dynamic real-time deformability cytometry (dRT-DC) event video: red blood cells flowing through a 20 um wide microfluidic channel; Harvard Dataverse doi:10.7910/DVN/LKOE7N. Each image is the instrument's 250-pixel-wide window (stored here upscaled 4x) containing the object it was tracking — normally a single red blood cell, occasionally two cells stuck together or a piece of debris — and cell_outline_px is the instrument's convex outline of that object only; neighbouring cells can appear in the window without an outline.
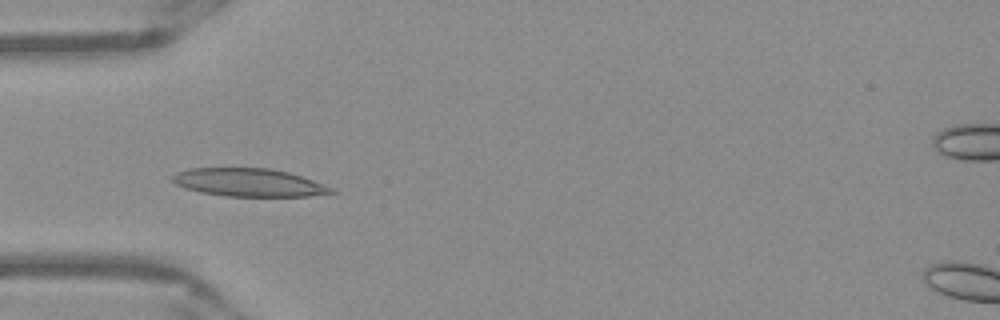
{"species": "Egyptian fruit bat (a non-hibernating species)", "species_latin": "Rousettus aegyptiacus", "temperature_condition": "warm", "stored_images_in_passage": 52, "camera_frame_rate_fps": 3000, "um_per_image_px": 0.085, "frame": {"image": 1, "passage_image": 16, "time_ms": 5.0, "image_size_px": [1000, 320], "cell_outline_px": [[336, 192], [308, 196], [224, 196], [200, 192], [184, 188], [176, 184], [172, 180], [172, 176], [176, 172], [188, 168], [268, 168], [288, 172], [324, 184], [332, 188]], "centroid_in_image_um": [21.1, 15.51], "position_along_channel_um": 63.9, "area_um2": 25.84}}
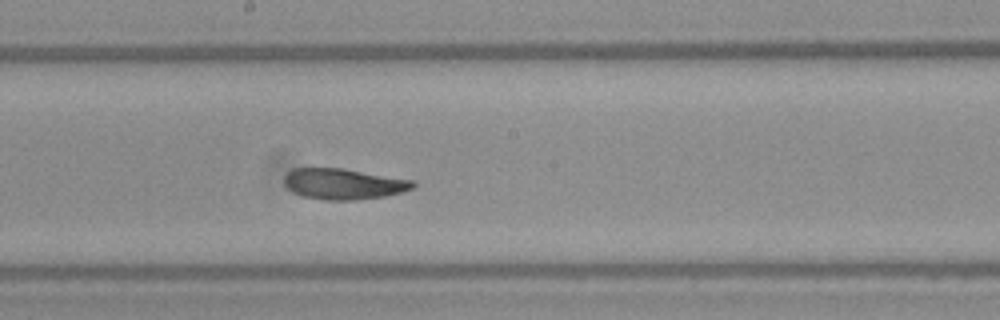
{"frame": {"image": 2, "passage_image": 28, "time_ms": 9.0, "image_size_px": [1000, 320], "cell_outline_px": [[416, 184], [412, 188], [400, 192], [384, 196], [356, 200], [324, 200], [304, 196], [292, 192], [284, 184], [284, 176], [292, 168], [344, 168], [416, 180]], "centroid_in_image_um": [29.21, 15.62], "position_along_channel_um": 219.0, "area_um2": 23.29}}
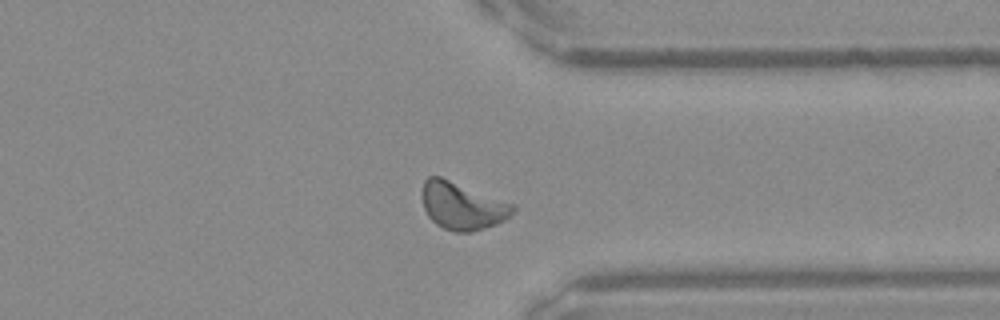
{"frame": {"image": 3, "passage_image": 40, "time_ms": 13.0, "image_size_px": [1000, 320], "cell_outline_px": [[516, 208], [504, 220], [496, 224], [472, 232], [456, 232], [444, 228], [436, 224], [428, 216], [424, 208], [420, 196], [420, 192], [424, 180], [428, 176], [440, 176], [516, 204]], "centroid_in_image_um": [39.26, 17.48], "position_along_channel_um": 372.1, "area_um2": 25.32}, "authors_computed_cell_mechanics": {"area_um2": 24.0737, "velocity_mm_per_s": 3.8922, "shape_relaxation_time_tau1_ms": 5.9315, "shape_relaxation_time_tau2_ms": 2.2448, "deformation_change_tau1": 0.166, "deformation_change_tau2": 0.0781}}